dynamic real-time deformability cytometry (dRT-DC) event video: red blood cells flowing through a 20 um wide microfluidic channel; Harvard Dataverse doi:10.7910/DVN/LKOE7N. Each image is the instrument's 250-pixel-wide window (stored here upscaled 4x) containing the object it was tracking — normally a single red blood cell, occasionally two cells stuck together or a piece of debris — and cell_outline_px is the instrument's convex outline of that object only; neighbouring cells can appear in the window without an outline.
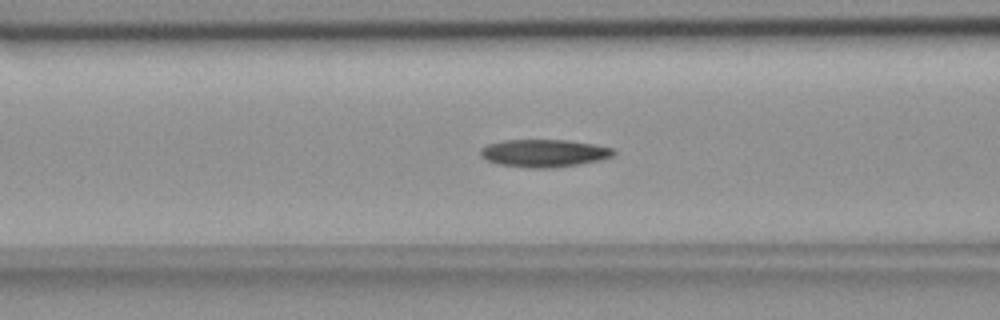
{"species": "common noctule bat (a hibernating species)", "species_latin": "Nyctalus noctula", "temperature_condition": "room temperature", "stored_images_in_passage": 54, "camera_frame_rate_fps": 3000, "um_per_image_px": 0.085, "animal": {"sex": "female", "body_mass_g": 18.4}, "frame": {"image": 1, "passage_image": 21, "time_ms": 6.667, "image_size_px": [1000, 320], "cell_outline_px": [[616, 152], [612, 156], [600, 160], [580, 164], [548, 168], [528, 168], [496, 164], [480, 156], [480, 148], [488, 144], [504, 140], [568, 140], [596, 144], [612, 148]], "centroid_in_image_um": [46.23, 13.02], "position_along_channel_um": 120.4, "area_um2": 21.56}}
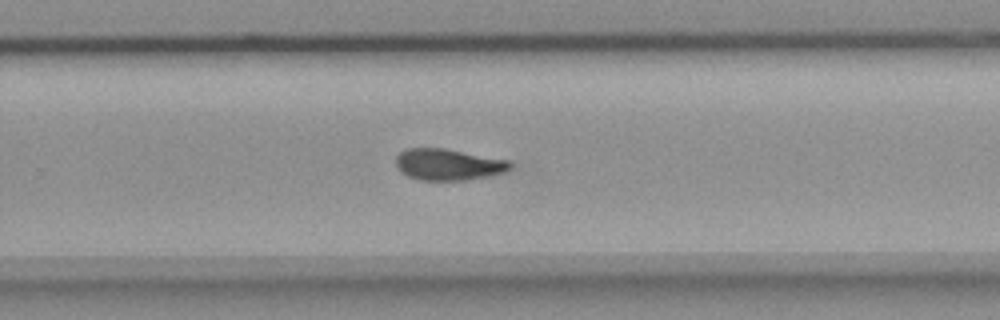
{"frame": {"image": 2, "passage_image": 35, "time_ms": 11.333, "image_size_px": [1000, 320], "cell_outline_px": [[512, 168], [504, 172], [488, 176], [464, 180], [420, 180], [408, 176], [400, 172], [396, 164], [396, 156], [400, 152], [408, 148], [444, 148], [508, 160], [512, 164]], "centroid_in_image_um": [38.09, 13.98], "position_along_channel_um": 291.7, "area_um2": 20.87}}
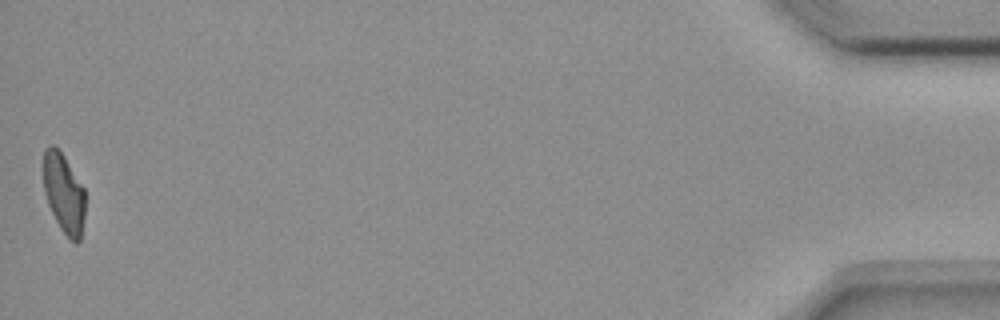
{"frame": {"image": 3, "passage_image": 54, "time_ms": 17.667, "image_size_px": [1000, 320], "cell_outline_px": [[84, 220], [80, 240], [76, 244], [60, 228], [48, 204], [44, 192], [44, 148], [48, 144], [52, 144], [64, 156], [84, 188]], "centroid_in_image_um": [5.42, 16.42], "position_along_channel_um": 429.8, "area_um2": 19.13}, "authors_computed_cell_mechanics": {"area_um2": 20.8658, "velocity_mm_per_s": 3.6818, "shape_relaxation_time_tau1_ms": 11.0042, "shape_relaxation_time_tau2_ms": 6.7547, "deformation_change_tau1": 0.2287, "deformation_change_tau2": 0.1466}}